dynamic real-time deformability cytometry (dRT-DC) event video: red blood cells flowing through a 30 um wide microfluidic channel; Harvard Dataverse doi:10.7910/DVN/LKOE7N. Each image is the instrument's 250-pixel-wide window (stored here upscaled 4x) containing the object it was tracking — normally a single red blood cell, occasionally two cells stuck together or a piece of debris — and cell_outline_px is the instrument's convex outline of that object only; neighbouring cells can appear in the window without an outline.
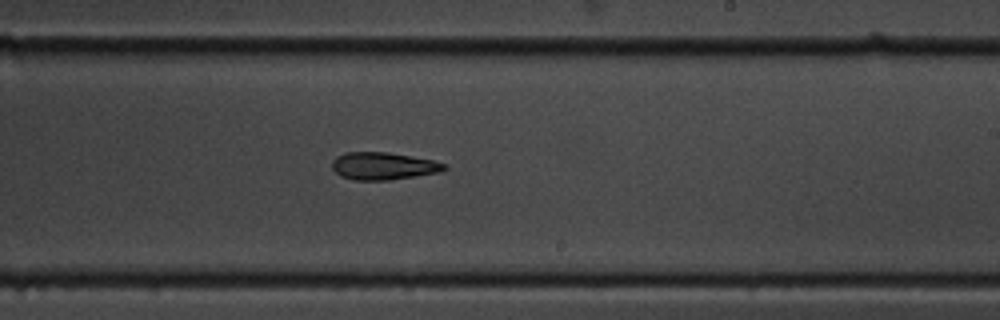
{"species": "common noctule bat (a hibernating species)", "species_latin": "Nyctalus noctula", "temperature_condition": "cold", "stored_images_in_passage": 11, "camera_frame_rate_fps": 3000, "um_per_image_px": 0.085, "animal": {"sex": "male", "body_mass_g": 19.5, "forearm_length_mm": 54.6}, "frame": {"image": 1, "passage_image": 11, "time_ms": 12.333, "image_size_px": [1000, 320], "cell_outline_px": [[448, 168], [440, 172], [416, 176], [388, 180], [352, 180], [340, 176], [332, 168], [332, 160], [336, 156], [344, 152], [388, 152], [412, 156], [432, 160], [448, 164]], "centroid_in_image_um": [32.58, 14.11], "position_along_channel_um": 256.4, "area_um2": 18.15}}